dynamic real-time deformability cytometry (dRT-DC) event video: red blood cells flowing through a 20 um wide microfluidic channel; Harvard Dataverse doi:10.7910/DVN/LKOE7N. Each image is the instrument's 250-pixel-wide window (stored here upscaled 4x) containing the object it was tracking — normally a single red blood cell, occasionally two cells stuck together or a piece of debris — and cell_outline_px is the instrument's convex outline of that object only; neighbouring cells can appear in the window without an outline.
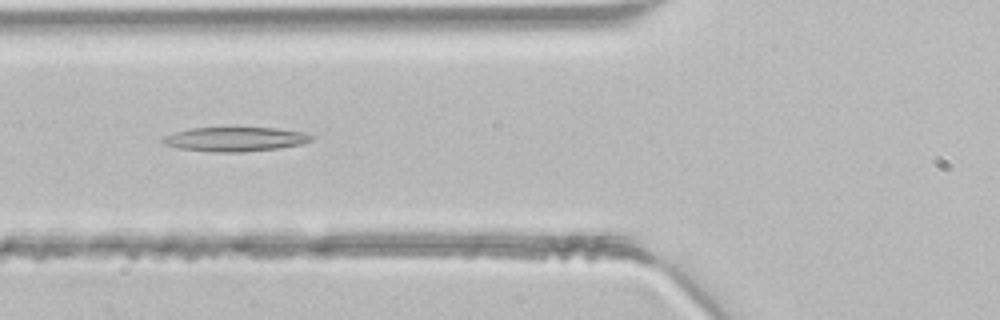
{"species": "common noctule bat (a hibernating species)", "species_latin": "Nyctalus noctula", "temperature_condition": "room temperature", "stored_images_in_passage": 33, "camera_frame_rate_fps": 3000, "um_per_image_px": 0.085, "animal": {"sex": "male", "body_mass_g": 21.5, "forearm_length_mm": 52.0}, "frame": {"image": 1, "passage_image": 6, "time_ms": 1.667, "image_size_px": [1000, 320], "cell_outline_px": [[316, 136], [312, 140], [300, 144], [276, 148], [244, 152], [212, 152], [180, 148], [164, 144], [160, 140], [164, 136], [176, 132], [192, 128], [280, 128], [304, 132]], "centroid_in_image_um": [20.01, 11.83], "position_along_channel_um": 105.8, "area_um2": 20.92}}
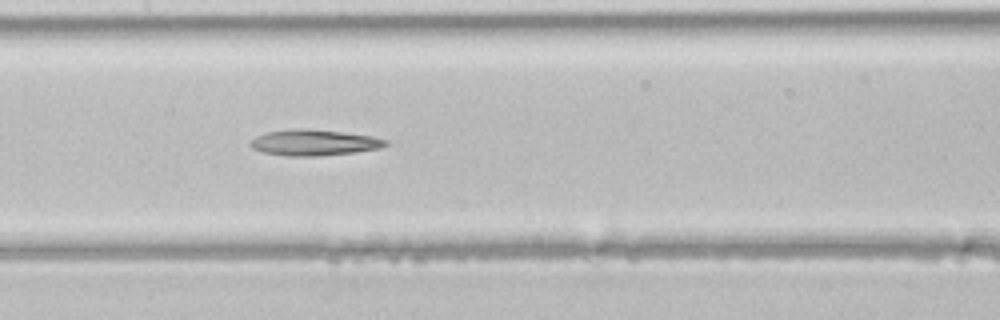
{"frame": {"image": 2, "passage_image": 11, "time_ms": 3.333, "image_size_px": [1000, 320], "cell_outline_px": [[388, 144], [380, 148], [356, 152], [320, 156], [284, 156], [264, 152], [252, 148], [248, 144], [248, 140], [256, 136], [268, 132], [296, 128], [304, 128], [340, 132], [372, 136], [388, 140]], "centroid_in_image_um": [26.66, 12.12], "position_along_channel_um": 180.7, "area_um2": 20.52}}
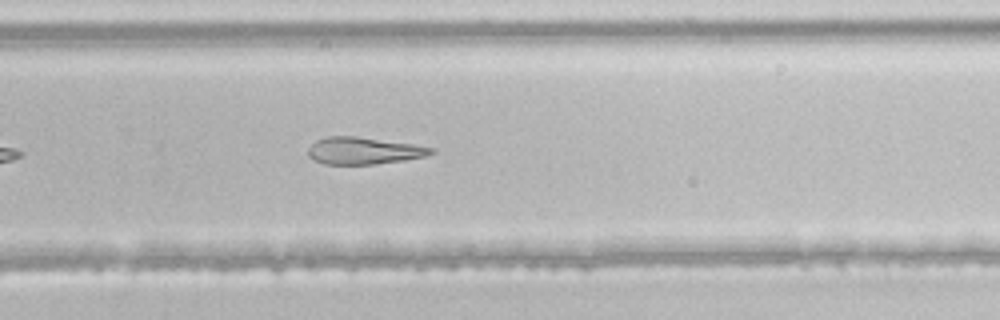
{"frame": {"image": 3, "passage_image": 19, "time_ms": 6.0, "image_size_px": [1000, 320], "cell_outline_px": [[436, 152], [424, 156], [404, 160], [376, 164], [324, 164], [312, 160], [308, 156], [308, 148], [316, 140], [328, 136], [356, 136], [412, 144], [436, 148]], "centroid_in_image_um": [30.89, 12.81], "position_along_channel_um": 298.9, "area_um2": 19.42}}